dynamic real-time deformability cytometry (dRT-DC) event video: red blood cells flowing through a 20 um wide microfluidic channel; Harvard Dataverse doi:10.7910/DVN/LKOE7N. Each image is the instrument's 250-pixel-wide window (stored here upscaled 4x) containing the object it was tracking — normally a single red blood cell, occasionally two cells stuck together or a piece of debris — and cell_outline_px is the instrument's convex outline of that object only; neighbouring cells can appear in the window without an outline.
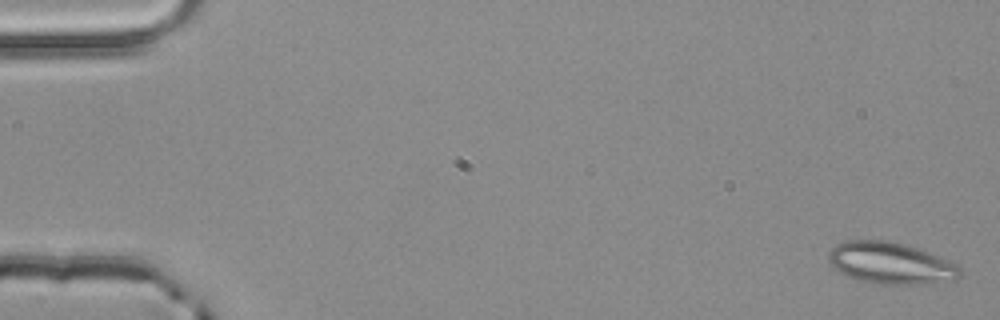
{"species": "common noctule bat (a hibernating species)", "species_latin": "Nyctalus noctula", "temperature_condition": "room temperature", "stored_images_in_passage": 5, "camera_frame_rate_fps": 3000, "um_per_image_px": 0.085, "animal": {"sex": "male", "body_mass_g": 20.4}, "frame": {"image": 1, "passage_image": 1, "time_ms": 0.0, "image_size_px": [1000, 320], "cell_outline_px": [[960, 276], [956, 280], [928, 284], [876, 284], [856, 280], [840, 272], [828, 260], [828, 252], [836, 244], [848, 240], [884, 240], [904, 244], [928, 252], [948, 260], [956, 264], [960, 268]], "centroid_in_image_um": [75.71, 22.38], "position_along_channel_um": 9.3, "area_um2": 31.96}}